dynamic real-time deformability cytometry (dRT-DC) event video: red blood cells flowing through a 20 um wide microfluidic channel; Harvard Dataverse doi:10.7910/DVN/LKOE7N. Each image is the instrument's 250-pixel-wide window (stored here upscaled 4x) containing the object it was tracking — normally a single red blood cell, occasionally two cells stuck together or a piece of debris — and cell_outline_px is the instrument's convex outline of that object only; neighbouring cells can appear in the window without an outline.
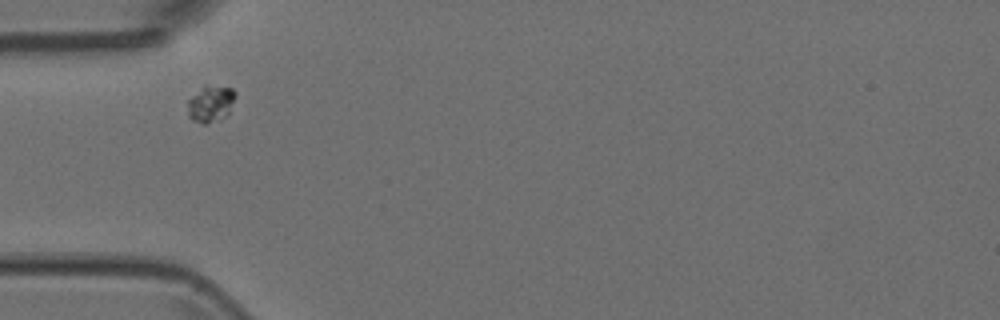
{"species": "Egyptian fruit bat (a non-hibernating species)", "species_latin": "Rousettus aegyptiacus", "temperature_condition": "room temperature", "stored_images_in_passage": 11, "camera_frame_rate_fps": 3000, "um_per_image_px": 0.085, "animal": {"sex": "female"}, "frame": {"image": 1, "passage_image": 1, "time_ms": 0.0, "image_size_px": [1000, 320], "cell_outline_px": [[236, 96], [228, 112], [220, 120], [208, 124], [204, 124], [192, 120], [188, 116], [188, 100], [204, 84], [208, 84], [232, 88], [236, 92]], "centroid_in_image_um": [17.9, 8.8], "position_along_channel_um": 67.1, "area_um2": 10.29}}
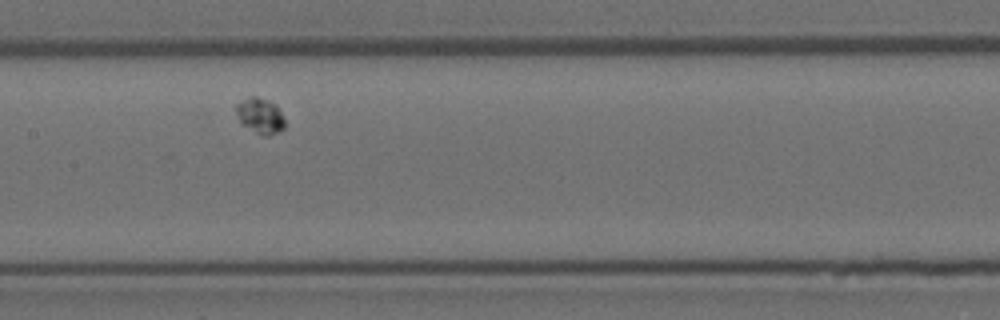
{"frame": {"image": 2, "passage_image": 4, "time_ms": 1.0, "image_size_px": [1000, 320], "cell_outline_px": [[284, 128], [268, 136], [264, 136], [240, 124], [236, 112], [236, 104], [248, 96], [256, 96], [268, 100], [276, 104], [284, 116]], "centroid_in_image_um": [22.11, 9.82], "position_along_channel_um": 185.3, "area_um2": 10.17}}
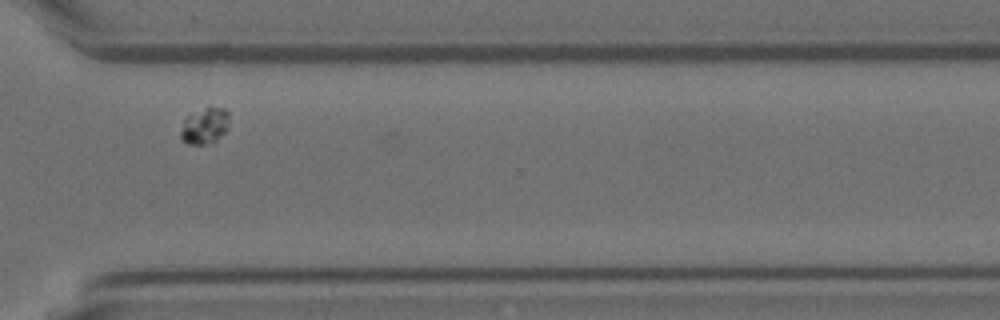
{"frame": {"image": 3, "passage_image": 8, "time_ms": 2.333, "image_size_px": [1000, 320], "cell_outline_px": [[228, 128], [212, 144], [188, 144], [180, 136], [180, 132], [184, 120], [188, 116], [208, 104], [224, 108], [228, 112]], "centroid_in_image_um": [17.42, 10.66], "position_along_channel_um": 353.2, "area_um2": 10.4}}